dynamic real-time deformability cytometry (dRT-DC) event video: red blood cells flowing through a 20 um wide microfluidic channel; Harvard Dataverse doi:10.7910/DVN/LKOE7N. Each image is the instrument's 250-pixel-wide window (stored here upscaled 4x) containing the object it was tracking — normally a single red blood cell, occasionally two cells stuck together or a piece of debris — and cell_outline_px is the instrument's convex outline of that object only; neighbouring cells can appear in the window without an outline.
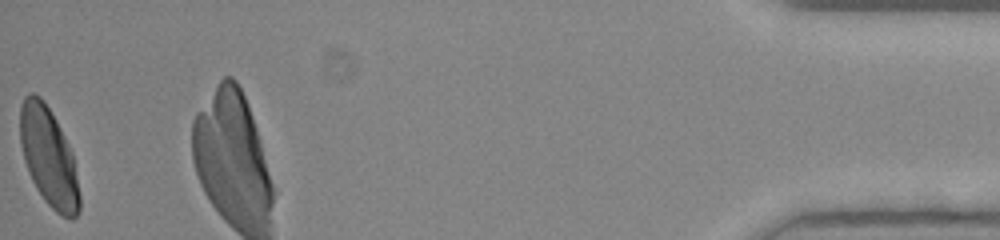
{"species": "human", "species_latin": "Homo sapiens", "temperature_condition": "room temperature", "stored_images_in_passage": 37, "camera_frame_rate_fps": 3000, "um_per_image_px": 0.085, "donor": {"sex": "female"}, "frame": {"image": 1, "passage_image": 37, "time_ms": 12.0, "image_size_px": [1000, 240], "cell_outline_px": [[80, 212], [72, 220], [68, 220], [56, 212], [44, 200], [36, 188], [28, 172], [24, 160], [20, 144], [20, 104], [24, 96], [28, 92], [32, 92], [40, 96], [44, 100], [56, 120], [72, 152], [80, 196]], "centroid_in_image_um": [4.13, 13.35], "position_along_channel_um": 431.1, "area_um2": 34.39}}